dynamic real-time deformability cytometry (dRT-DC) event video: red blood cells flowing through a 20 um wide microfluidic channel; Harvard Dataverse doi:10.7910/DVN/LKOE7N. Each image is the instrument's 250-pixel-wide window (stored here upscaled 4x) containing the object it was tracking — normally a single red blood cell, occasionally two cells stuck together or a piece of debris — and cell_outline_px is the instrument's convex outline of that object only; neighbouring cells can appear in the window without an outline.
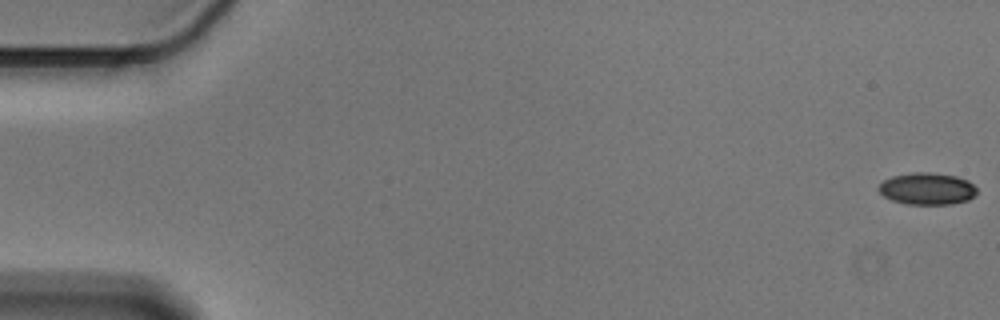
{"species": "Egyptian fruit bat (a non-hibernating species)", "species_latin": "Rousettus aegyptiacus", "temperature_condition": "cold", "stored_images_in_passage": 57, "camera_frame_rate_fps": 3000, "um_per_image_px": 0.085, "animal": {"sex": "male"}, "frame": {"image": 1, "passage_image": 1, "time_ms": 0.0, "image_size_px": [1000, 320], "cell_outline_px": [[976, 196], [968, 200], [952, 204], [904, 204], [892, 200], [884, 196], [876, 188], [884, 180], [892, 176], [912, 172], [932, 172], [956, 176], [968, 180], [976, 188]], "centroid_in_image_um": [78.81, 16.04], "position_along_channel_um": 6.2, "area_um2": 18.44}}
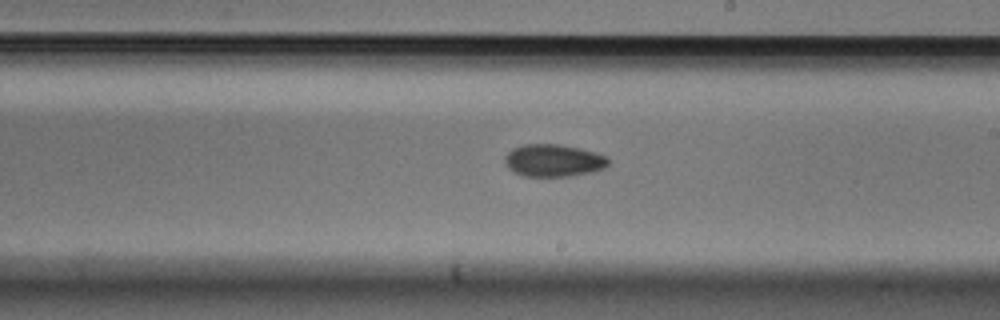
{"frame": {"image": 2, "passage_image": 33, "time_ms": 10.667, "image_size_px": [1000, 320], "cell_outline_px": [[608, 164], [604, 168], [596, 172], [568, 176], [520, 176], [508, 168], [504, 164], [504, 156], [512, 148], [524, 144], [560, 144], [580, 148], [596, 152], [608, 156]], "centroid_in_image_um": [47.04, 13.64], "position_along_channel_um": 242.0, "area_um2": 19.88}}
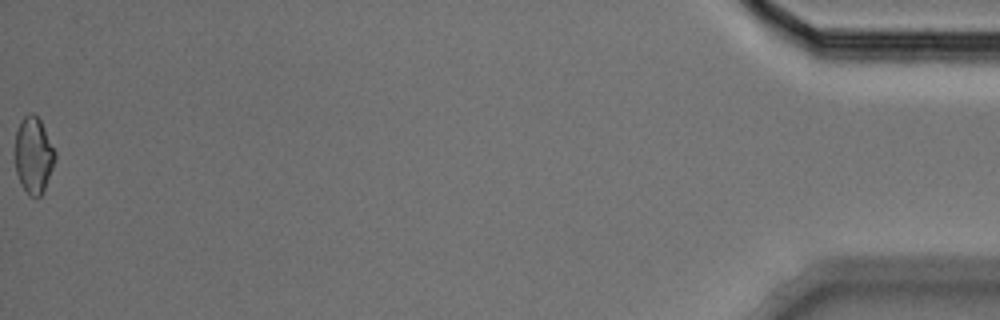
{"frame": {"image": 3, "passage_image": 57, "time_ms": 18.667, "image_size_px": [1000, 320], "cell_outline_px": [[56, 156], [52, 168], [44, 188], [40, 196], [28, 196], [20, 184], [16, 172], [16, 132], [20, 120], [28, 112], [32, 112], [40, 120], [56, 152]], "centroid_in_image_um": [2.84, 13.18], "position_along_channel_um": 432.4, "area_um2": 17.63}, "authors_computed_cell_mechanics": {"area_um2": 18.7272, "velocity_mm_per_s": 3.5995, "shape_relaxation_time_tau1_ms": 6.8458, "shape_relaxation_time_tau2_ms": null, "deformation_change_tau1": 0.098, "deformation_change_tau2": null}}